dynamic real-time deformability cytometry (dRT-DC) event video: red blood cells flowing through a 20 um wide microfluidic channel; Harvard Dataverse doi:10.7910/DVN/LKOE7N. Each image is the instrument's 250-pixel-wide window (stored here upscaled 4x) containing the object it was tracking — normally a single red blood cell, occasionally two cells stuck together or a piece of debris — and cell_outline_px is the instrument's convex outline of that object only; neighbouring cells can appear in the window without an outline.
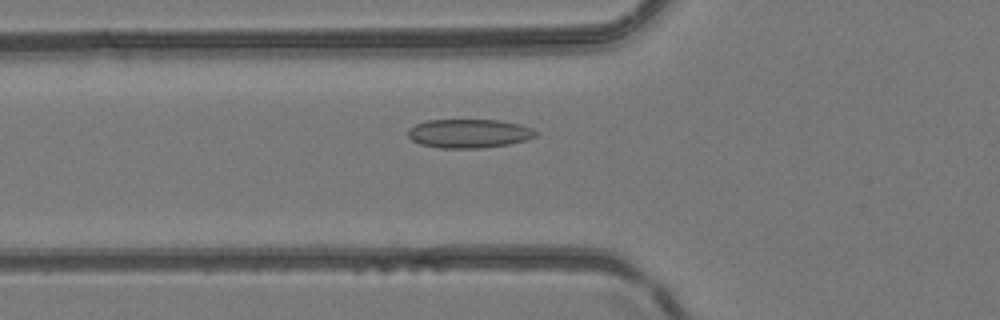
{"species": "common noctule bat (a hibernating species)", "species_latin": "Nyctalus noctula", "temperature_condition": "room temperature", "stored_images_in_passage": 48, "camera_frame_rate_fps": 3000, "um_per_image_px": 0.085, "animal": {"sex": "female", "body_mass_g": 24.6, "forearm_length_mm": 56.2}, "frame": {"image": 1, "passage_image": 18, "time_ms": 5.667, "image_size_px": [1000, 320], "cell_outline_px": [[540, 132], [536, 136], [528, 140], [508, 144], [480, 148], [440, 148], [420, 144], [412, 140], [408, 136], [408, 128], [416, 124], [428, 120], [500, 120], [520, 124], [532, 128]], "centroid_in_image_um": [39.9, 11.34], "position_along_channel_um": 85.9, "area_um2": 21.62}}
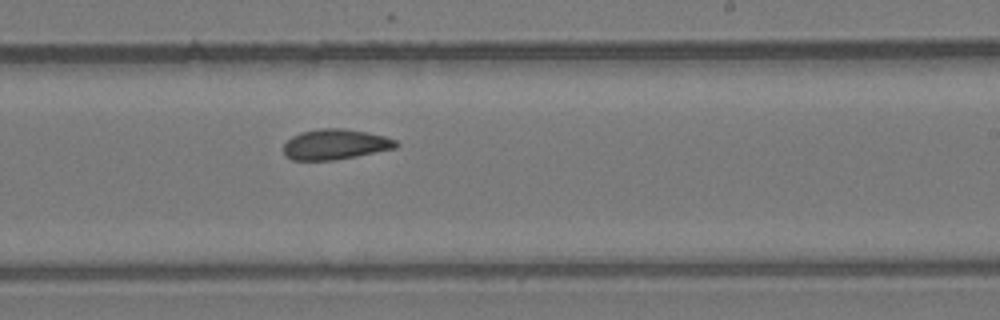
{"frame": {"image": 2, "passage_image": 30, "time_ms": 9.667, "image_size_px": [1000, 320], "cell_outline_px": [[400, 144], [396, 148], [336, 160], [292, 160], [284, 156], [284, 144], [292, 136], [300, 132], [320, 128], [344, 128], [368, 132], [384, 136], [396, 140]], "centroid_in_image_um": [28.49, 12.27], "position_along_channel_um": 260.5, "area_um2": 20.06}}
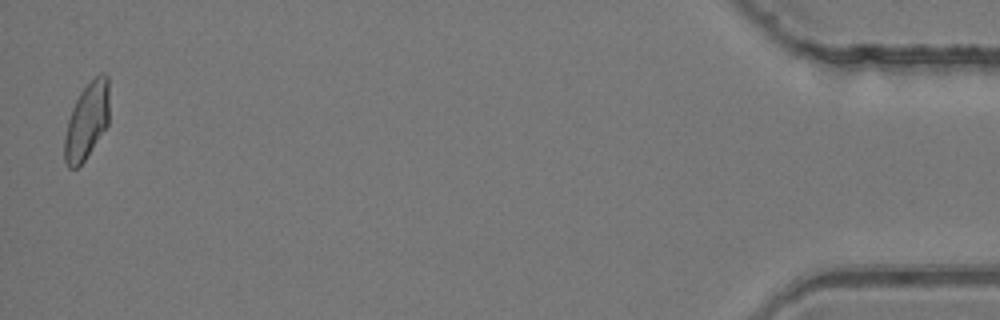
{"frame": {"image": 3, "passage_image": 48, "time_ms": 15.667, "image_size_px": [1000, 320], "cell_outline_px": [[108, 124], [84, 160], [76, 168], [68, 168], [64, 160], [64, 136], [68, 120], [72, 108], [80, 92], [100, 72], [104, 72], [108, 76]], "centroid_in_image_um": [7.36, 10.27], "position_along_channel_um": 427.8, "area_um2": 19.71}}